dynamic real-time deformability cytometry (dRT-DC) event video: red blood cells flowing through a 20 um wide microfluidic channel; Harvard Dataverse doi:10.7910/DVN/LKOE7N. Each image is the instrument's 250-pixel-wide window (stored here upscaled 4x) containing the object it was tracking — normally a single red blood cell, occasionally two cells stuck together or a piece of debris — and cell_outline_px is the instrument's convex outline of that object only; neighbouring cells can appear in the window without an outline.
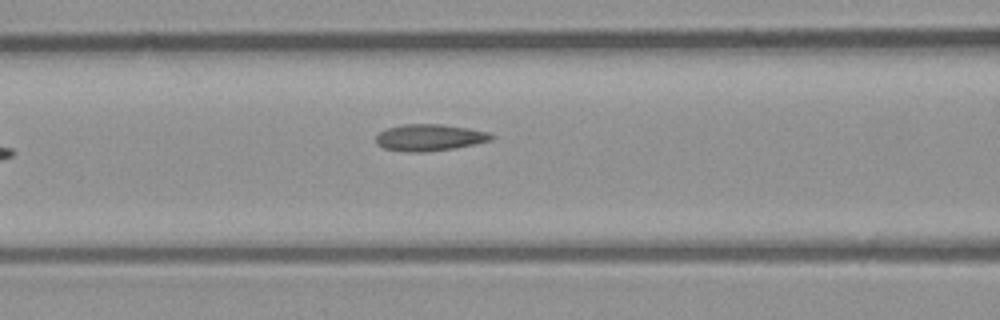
{"species": "common noctule bat (a hibernating species)", "species_latin": "Nyctalus noctula", "temperature_condition": "room temperature", "stored_images_in_passage": 8, "camera_frame_rate_fps": 3000, "um_per_image_px": 0.085, "animal": {"sex": "male", "body_mass_g": 23.1, "forearm_length_mm": 52.7}, "frame": {"image": 1, "passage_image": 7, "time_ms": 2.0, "image_size_px": [1000, 320], "cell_outline_px": [[492, 140], [476, 144], [456, 148], [424, 152], [404, 152], [384, 148], [376, 144], [376, 136], [380, 132], [388, 128], [404, 124], [440, 124], [468, 128], [488, 132], [492, 136]], "centroid_in_image_um": [36.5, 11.7], "position_along_channel_um": 130.1, "area_um2": 17.92}}